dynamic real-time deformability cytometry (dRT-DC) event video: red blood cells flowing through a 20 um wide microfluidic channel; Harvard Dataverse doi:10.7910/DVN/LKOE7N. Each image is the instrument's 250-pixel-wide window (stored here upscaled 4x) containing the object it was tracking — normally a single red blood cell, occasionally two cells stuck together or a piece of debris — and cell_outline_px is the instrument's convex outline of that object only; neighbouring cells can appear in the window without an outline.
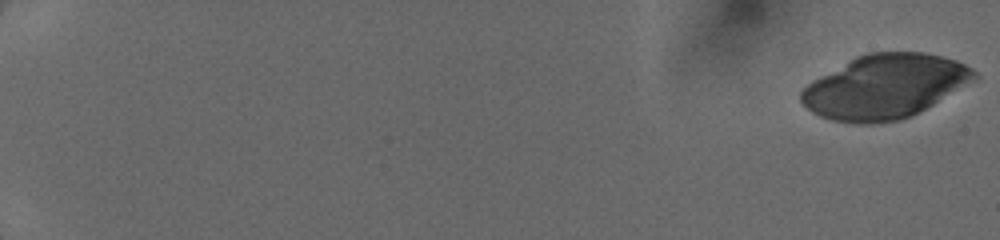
{"species": "human", "species_latin": "Homo sapiens", "temperature_condition": "cold", "stored_images_in_passage": 18, "camera_frame_rate_fps": 3000, "um_per_image_px": 0.085, "donor": {"sex": "female"}, "frame": {"image": 1, "passage_image": 1, "time_ms": 0.0, "image_size_px": [1000, 240], "cell_outline_px": [[980, 76], [912, 116], [900, 120], [872, 124], [856, 124], [832, 120], [820, 116], [812, 112], [800, 100], [800, 92], [812, 80], [856, 56], [868, 52], [924, 52], [956, 60], [972, 68]], "centroid_in_image_um": [75.18, 7.36], "position_along_channel_um": 9.8, "area_um2": 64.27}}